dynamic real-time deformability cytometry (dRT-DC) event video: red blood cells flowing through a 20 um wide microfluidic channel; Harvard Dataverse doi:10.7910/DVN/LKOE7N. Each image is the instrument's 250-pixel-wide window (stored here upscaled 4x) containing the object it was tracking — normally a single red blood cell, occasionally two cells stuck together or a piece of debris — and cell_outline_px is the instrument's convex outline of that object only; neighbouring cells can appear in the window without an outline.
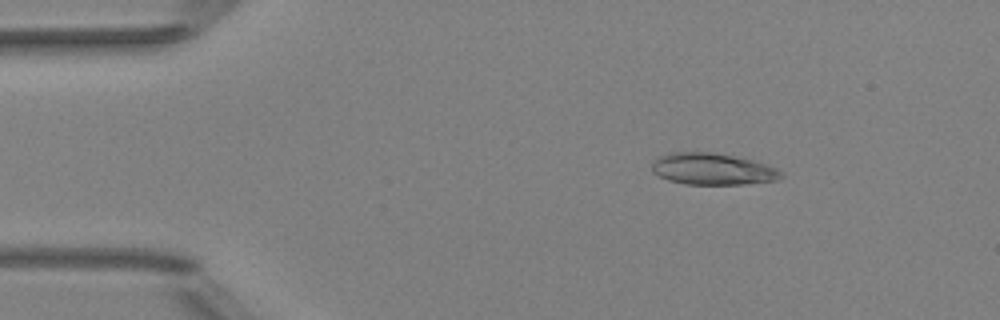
{"species": "Egyptian fruit bat (a non-hibernating species)", "species_latin": "Rousettus aegyptiacus", "temperature_condition": "room temperature", "stored_images_in_passage": 44, "camera_frame_rate_fps": 3000, "um_per_image_px": 0.085, "animal": {"sex": "female"}, "frame": {"image": 1, "passage_image": 1, "time_ms": 0.0, "image_size_px": [1000, 320], "cell_outline_px": [[784, 176], [776, 180], [744, 184], [684, 184], [668, 180], [652, 172], [652, 164], [656, 156], [668, 152], [716, 152], [752, 160], [776, 168], [784, 172]], "centroid_in_image_um": [60.54, 14.36], "position_along_channel_um": 24.5, "area_um2": 23.99}}
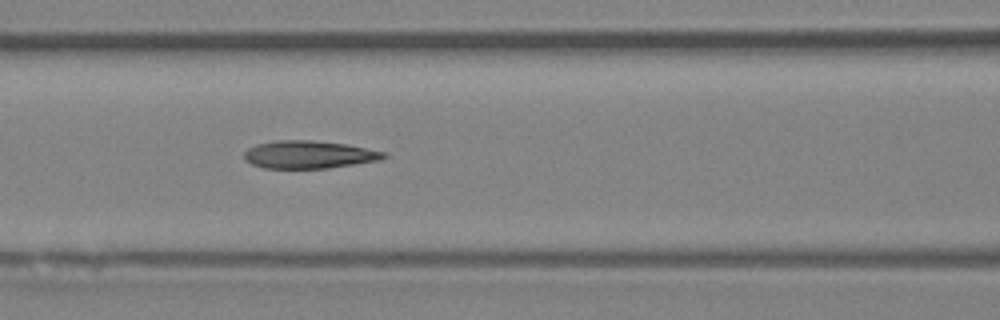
{"frame": {"image": 2, "passage_image": 15, "time_ms": 4.667, "image_size_px": [1000, 320], "cell_outline_px": [[388, 156], [380, 160], [328, 168], [264, 168], [252, 164], [244, 160], [244, 152], [248, 148], [256, 144], [276, 140], [312, 140], [348, 144], [388, 152]], "centroid_in_image_um": [26.28, 13.13], "position_along_channel_um": 140.3, "area_um2": 22.77}}
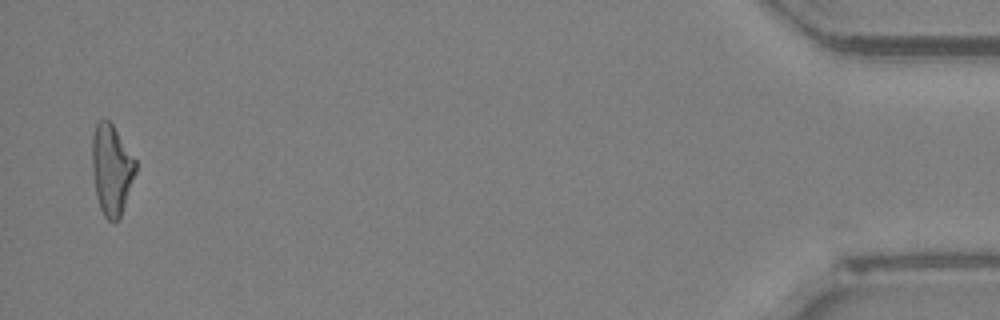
{"frame": {"image": 3, "passage_image": 43, "time_ms": 14.0, "image_size_px": [1000, 320], "cell_outline_px": [[136, 172], [120, 216], [116, 220], [108, 220], [104, 216], [100, 208], [96, 196], [92, 168], [92, 132], [96, 124], [100, 120], [108, 120], [112, 124], [136, 160]], "centroid_in_image_um": [9.47, 14.39], "position_along_channel_um": 425.7, "area_um2": 22.66}, "authors_computed_cell_mechanics": {"area_um2": 22.8888, "velocity_mm_per_s": 4.0297, "shape_relaxation_time_tau1_ms": 10.0019, "shape_relaxation_time_tau2_ms": 3.0249, "deformation_change_tau1": 0.2501, "deformation_change_tau2": 0.1187}}